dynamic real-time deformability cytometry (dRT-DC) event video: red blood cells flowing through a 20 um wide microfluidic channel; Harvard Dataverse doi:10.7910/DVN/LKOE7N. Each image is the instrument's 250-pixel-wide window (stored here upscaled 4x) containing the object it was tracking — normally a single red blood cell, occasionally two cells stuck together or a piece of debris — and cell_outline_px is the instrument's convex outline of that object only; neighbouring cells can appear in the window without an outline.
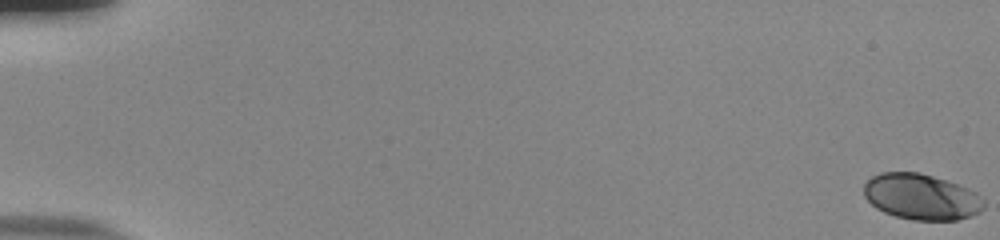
{"species": "human", "species_latin": "Homo sapiens", "temperature_condition": "room temperature", "stored_images_in_passage": 57, "camera_frame_rate_fps": 3000, "um_per_image_px": 0.085, "donor": {"sex": "male"}, "frame": {"image": 1, "passage_image": 1, "time_ms": 0.0, "image_size_px": [1000, 240], "cell_outline_px": [[984, 208], [980, 212], [956, 220], [912, 220], [896, 216], [884, 212], [876, 208], [864, 196], [864, 184], [872, 176], [880, 172], [920, 172], [956, 184], [976, 192], [984, 200]], "centroid_in_image_um": [78.29, 16.73], "position_along_channel_um": 6.7, "area_um2": 31.91}}
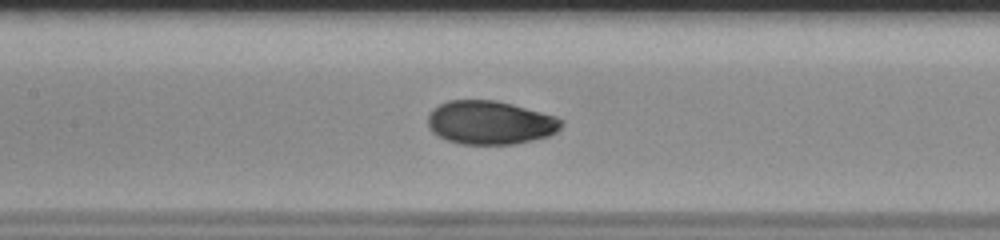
{"frame": {"image": 2, "passage_image": 29, "time_ms": 9.333, "image_size_px": [1000, 240], "cell_outline_px": [[564, 124], [556, 132], [548, 136], [516, 144], [460, 144], [448, 140], [432, 132], [428, 128], [428, 116], [432, 108], [448, 100], [496, 100], [512, 104], [556, 116], [564, 120]], "centroid_in_image_um": [41.67, 10.42], "position_along_channel_um": 165.7, "area_um2": 34.04}}
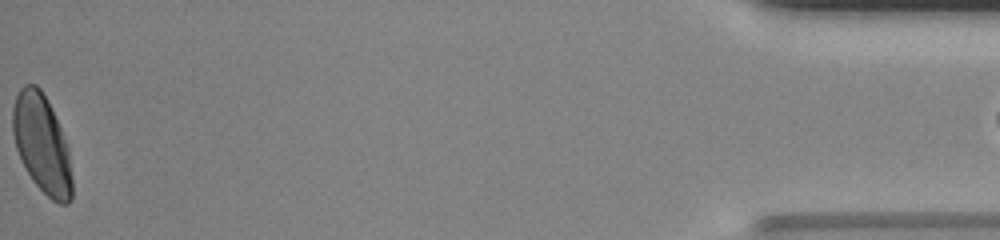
{"frame": {"image": 3, "passage_image": 57, "time_ms": 18.667, "image_size_px": [1000, 240], "cell_outline_px": [[72, 200], [68, 204], [60, 204], [52, 200], [32, 180], [16, 148], [12, 132], [12, 108], [16, 96], [20, 88], [24, 84], [36, 84], [40, 88], [68, 144], [72, 180]], "centroid_in_image_um": [3.56, 12.25], "position_along_channel_um": 431.6, "area_um2": 33.76}, "authors_computed_cell_mechanics": {"area_um2": 33.4084, "velocity_mm_per_s": 3.7841, "shape_relaxation_time_tau1_ms": 5.199, "shape_relaxation_time_tau2_ms": null, "deformation_change_tau1": 0.1683, "deformation_change_tau2": null}}